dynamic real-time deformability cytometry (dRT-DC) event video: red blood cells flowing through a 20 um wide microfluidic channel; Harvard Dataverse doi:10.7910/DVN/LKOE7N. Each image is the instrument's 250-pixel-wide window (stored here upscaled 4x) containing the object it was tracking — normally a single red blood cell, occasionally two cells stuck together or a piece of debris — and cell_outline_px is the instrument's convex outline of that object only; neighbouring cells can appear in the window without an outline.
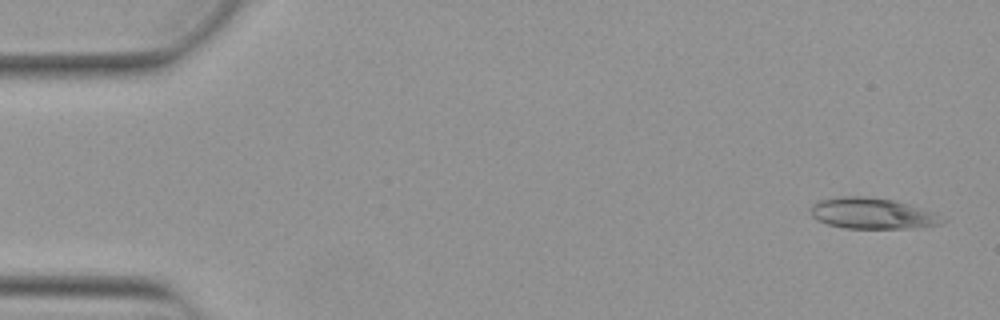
{"species": "Egyptian fruit bat (a non-hibernating species)", "species_latin": "Rousettus aegyptiacus", "temperature_condition": "warm", "stored_images_in_passage": 13, "camera_frame_rate_fps": 3000, "um_per_image_px": 0.085, "animal": {"sex": "female"}, "frame": {"image": 1, "passage_image": 2, "time_ms": 0.333, "image_size_px": [1000, 320], "cell_outline_px": [[948, 220], [940, 224], [908, 228], [844, 228], [828, 224], [816, 220], [812, 216], [812, 204], [820, 200], [844, 196], [864, 196], [896, 200], [908, 204]], "centroid_in_image_um": [74.08, 18.14], "position_along_channel_um": 10.9, "area_um2": 23.29}}